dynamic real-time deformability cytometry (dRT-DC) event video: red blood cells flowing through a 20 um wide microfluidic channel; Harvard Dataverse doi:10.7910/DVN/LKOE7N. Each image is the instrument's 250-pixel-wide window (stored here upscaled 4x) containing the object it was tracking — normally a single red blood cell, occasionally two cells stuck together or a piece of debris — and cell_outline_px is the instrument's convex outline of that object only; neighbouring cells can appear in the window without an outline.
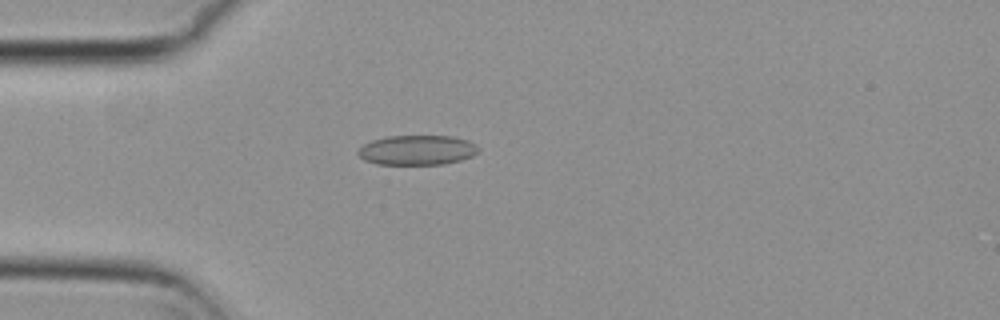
{"species": "common noctule bat (a hibernating species)", "species_latin": "Nyctalus noctula", "temperature_condition": "cold", "stored_images_in_passage": 31, "camera_frame_rate_fps": 3000, "um_per_image_px": 0.085, "animal": {"sex": "female", "body_mass_g": 29.2, "forearm_length_mm": 56.3}, "frame": {"image": 1, "passage_image": 3, "time_ms": 0.667, "image_size_px": [1000, 320], "cell_outline_px": [[480, 148], [472, 156], [460, 160], [444, 164], [376, 164], [364, 160], [356, 152], [364, 144], [372, 140], [388, 136], [452, 136], [468, 140], [476, 144]], "centroid_in_image_um": [35.46, 12.75], "position_along_channel_um": 49.5, "area_um2": 20.87}}
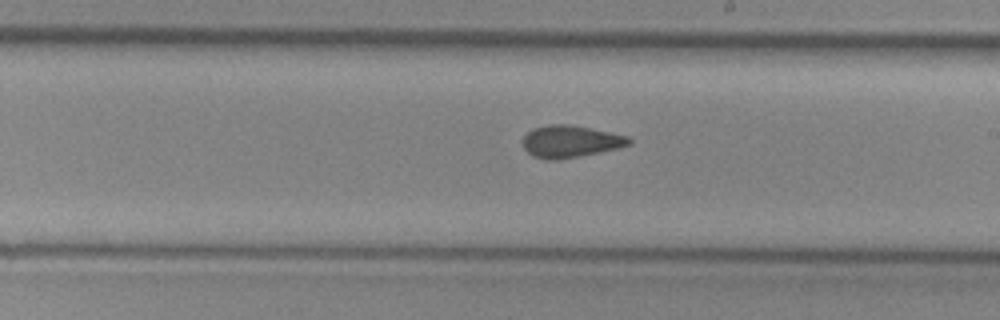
{"frame": {"image": 2, "passage_image": 19, "time_ms": 6.0, "image_size_px": [1000, 320], "cell_outline_px": [[632, 144], [616, 148], [580, 156], [556, 160], [548, 160], [532, 156], [524, 148], [524, 136], [532, 128], [548, 124], [572, 124], [628, 136], [632, 140]], "centroid_in_image_um": [48.48, 12.01], "position_along_channel_um": 240.5, "area_um2": 19.83}}
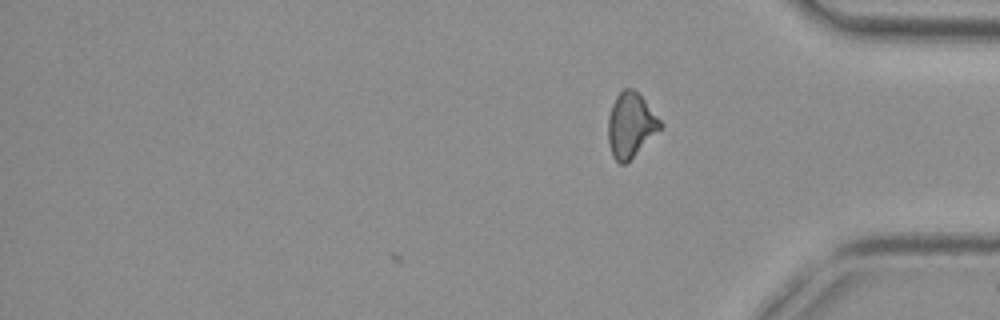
{"frame": {"image": 3, "passage_image": 31, "time_ms": 10.0, "image_size_px": [1000, 320], "cell_outline_px": [[664, 124], [624, 164], [620, 164], [612, 156], [608, 144], [608, 116], [612, 104], [616, 96], [624, 88], [632, 88], [644, 100]], "centroid_in_image_um": [53.57, 10.61], "position_along_channel_um": 381.6, "area_um2": 19.13}, "authors_computed_cell_mechanics": {"area_um2": 19.8254, "velocity_mm_per_s": 3.7982, "shape_relaxation_time_tau1_ms": null, "shape_relaxation_time_tau2_ms": 2.1802, "deformation_change_tau1": null, "deformation_change_tau2": 0.0884}}